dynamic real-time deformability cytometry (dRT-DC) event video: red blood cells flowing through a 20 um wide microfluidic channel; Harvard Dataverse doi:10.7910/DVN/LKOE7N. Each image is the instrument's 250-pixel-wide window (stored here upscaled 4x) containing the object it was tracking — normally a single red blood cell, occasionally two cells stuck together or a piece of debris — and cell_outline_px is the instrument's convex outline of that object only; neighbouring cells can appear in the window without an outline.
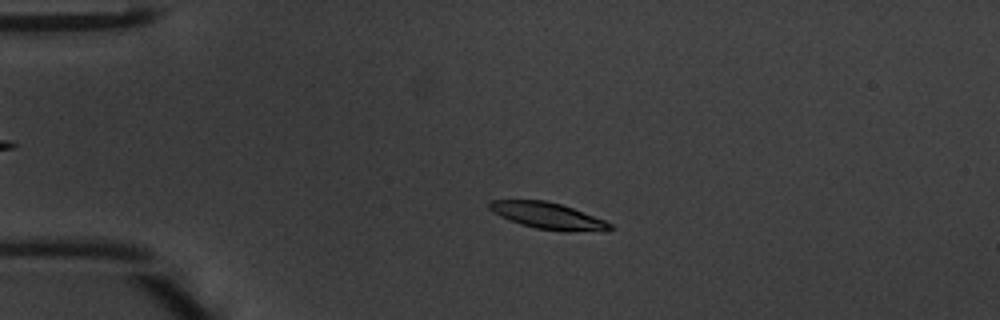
{"species": "common noctule bat (a hibernating species)", "species_latin": "Nyctalus noctula", "temperature_condition": "warm", "stored_images_in_passage": 41, "camera_frame_rate_fps": 3000, "um_per_image_px": 0.085, "animal": {"sex": "male", "body_mass_g": 20.1, "forearm_length_mm": 53.5}, "frame": {"image": 1, "passage_image": 4, "time_ms": 1.0, "image_size_px": [1000, 320], "cell_outline_px": [[616, 228], [608, 232], [564, 232], [536, 228], [520, 224], [500, 216], [492, 212], [488, 208], [488, 200], [544, 200], [560, 204], [572, 208], [604, 220], [612, 224]], "centroid_in_image_um": [46.63, 18.37], "position_along_channel_um": 38.4, "area_um2": 18.96}}
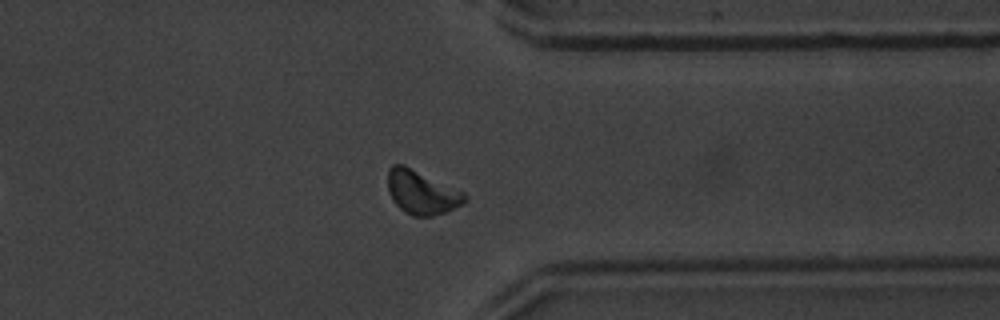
{"frame": {"image": 2, "passage_image": 31, "time_ms": 10.0, "image_size_px": [1000, 320], "cell_outline_px": [[468, 200], [464, 204], [444, 212], [432, 216], [412, 216], [400, 208], [392, 200], [388, 192], [388, 168], [392, 164], [404, 164], [464, 192], [468, 196]], "centroid_in_image_um": [35.84, 16.34], "position_along_channel_um": 375.6, "area_um2": 19.71}}
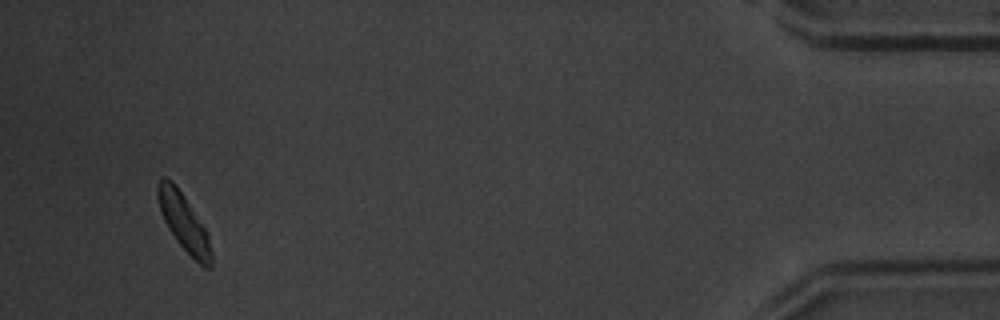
{"frame": {"image": 3, "passage_image": 39, "time_ms": 12.667, "image_size_px": [1000, 320], "cell_outline_px": [[212, 268], [204, 268], [176, 240], [168, 228], [164, 220], [156, 196], [156, 184], [160, 176], [164, 176], [172, 180], [184, 196], [208, 232], [212, 252]], "centroid_in_image_um": [15.62, 18.86], "position_along_channel_um": 419.6, "area_um2": 17.92}, "authors_computed_cell_mechanics": {"area_um2": 18.785, "velocity_mm_per_s": 4.1819, "shape_relaxation_time_tau1_ms": 2.5096, "shape_relaxation_time_tau2_ms": null, "deformation_change_tau1": 0.1369, "deformation_change_tau2": null}}